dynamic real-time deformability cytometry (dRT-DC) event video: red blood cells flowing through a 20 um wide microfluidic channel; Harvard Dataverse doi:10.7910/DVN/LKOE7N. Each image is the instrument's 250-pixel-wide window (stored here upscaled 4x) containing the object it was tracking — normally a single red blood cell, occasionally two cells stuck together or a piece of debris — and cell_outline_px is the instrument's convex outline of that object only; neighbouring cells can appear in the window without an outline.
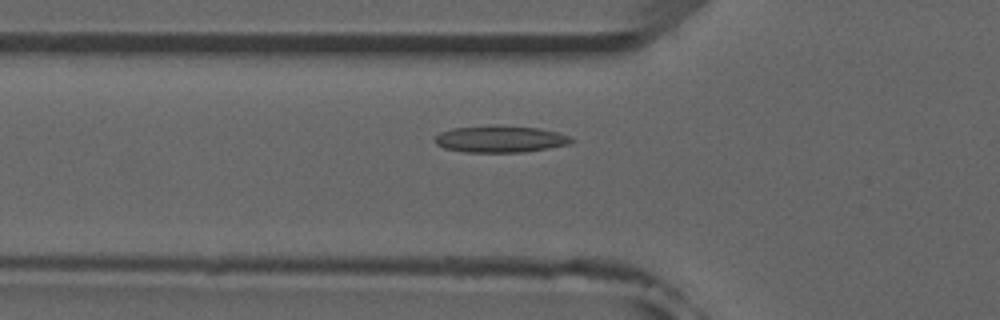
{"species": "common noctule bat (a hibernating species)", "species_latin": "Nyctalus noctula", "temperature_condition": "room temperature", "stored_images_in_passage": 38, "camera_frame_rate_fps": 3000, "um_per_image_px": 0.085, "animal": {"sex": "male", "forearm_length_mm": 52.5}, "frame": {"image": 1, "passage_image": 4, "time_ms": 1.0, "image_size_px": [1000, 320], "cell_outline_px": [[576, 140], [572, 144], [524, 152], [464, 152], [444, 148], [436, 144], [436, 136], [440, 132], [452, 128], [540, 128], [572, 136]], "centroid_in_image_um": [42.6, 11.87], "position_along_channel_um": 83.2, "area_um2": 20.4}}
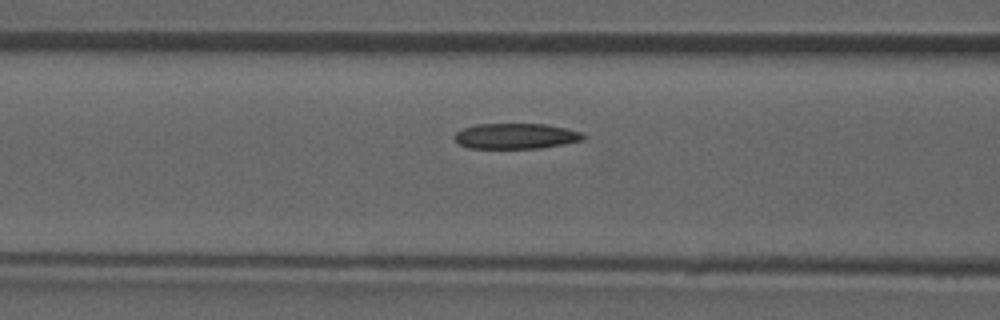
{"frame": {"image": 2, "passage_image": 7, "time_ms": 2.0, "image_size_px": [1000, 320], "cell_outline_px": [[588, 136], [584, 140], [540, 148], [468, 148], [460, 144], [452, 136], [456, 132], [464, 128], [476, 124], [544, 124], [564, 128], [580, 132]], "centroid_in_image_um": [43.84, 11.57], "position_along_channel_um": 122.8, "area_um2": 19.07}}
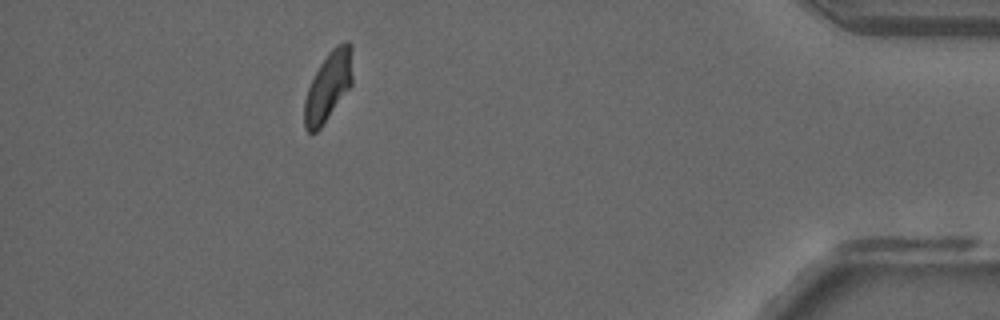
{"frame": {"image": 3, "passage_image": 33, "time_ms": 10.667, "image_size_px": [1000, 320], "cell_outline_px": [[352, 84], [320, 128], [316, 132], [308, 132], [304, 128], [304, 100], [308, 88], [320, 64], [328, 52], [336, 44], [344, 40], [348, 40], [352, 44]], "centroid_in_image_um": [27.91, 7.29], "position_along_channel_um": 407.3, "area_um2": 19.42}, "authors_computed_cell_mechanics": {"area_um2": 19.941, "velocity_mm_per_s": 3.9141, "shape_relaxation_time_tau1_ms": 10.8938, "shape_relaxation_time_tau2_ms": 2.2841, "deformation_change_tau1": 0.2171, "deformation_change_tau2": 0.0841}}